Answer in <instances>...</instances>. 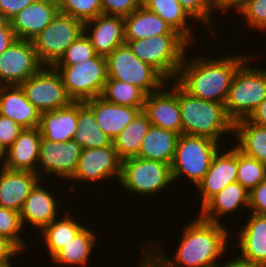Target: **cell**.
<instances>
[{
    "label": "cell",
    "mask_w": 266,
    "mask_h": 267,
    "mask_svg": "<svg viewBox=\"0 0 266 267\" xmlns=\"http://www.w3.org/2000/svg\"><path fill=\"white\" fill-rule=\"evenodd\" d=\"M43 66L33 42L17 38L0 54V86L20 85Z\"/></svg>",
    "instance_id": "cell-12"
},
{
    "label": "cell",
    "mask_w": 266,
    "mask_h": 267,
    "mask_svg": "<svg viewBox=\"0 0 266 267\" xmlns=\"http://www.w3.org/2000/svg\"><path fill=\"white\" fill-rule=\"evenodd\" d=\"M266 179V164L237 148V182L249 192Z\"/></svg>",
    "instance_id": "cell-36"
},
{
    "label": "cell",
    "mask_w": 266,
    "mask_h": 267,
    "mask_svg": "<svg viewBox=\"0 0 266 267\" xmlns=\"http://www.w3.org/2000/svg\"><path fill=\"white\" fill-rule=\"evenodd\" d=\"M142 5V0H101L102 14L126 17Z\"/></svg>",
    "instance_id": "cell-42"
},
{
    "label": "cell",
    "mask_w": 266,
    "mask_h": 267,
    "mask_svg": "<svg viewBox=\"0 0 266 267\" xmlns=\"http://www.w3.org/2000/svg\"><path fill=\"white\" fill-rule=\"evenodd\" d=\"M225 151L218 150L213 156L209 170L197 184L201 207L227 185L237 181V147ZM223 152V153H222Z\"/></svg>",
    "instance_id": "cell-16"
},
{
    "label": "cell",
    "mask_w": 266,
    "mask_h": 267,
    "mask_svg": "<svg viewBox=\"0 0 266 267\" xmlns=\"http://www.w3.org/2000/svg\"><path fill=\"white\" fill-rule=\"evenodd\" d=\"M251 29L266 32V0H248L236 12Z\"/></svg>",
    "instance_id": "cell-40"
},
{
    "label": "cell",
    "mask_w": 266,
    "mask_h": 267,
    "mask_svg": "<svg viewBox=\"0 0 266 267\" xmlns=\"http://www.w3.org/2000/svg\"><path fill=\"white\" fill-rule=\"evenodd\" d=\"M251 213L266 215V179L249 192Z\"/></svg>",
    "instance_id": "cell-44"
},
{
    "label": "cell",
    "mask_w": 266,
    "mask_h": 267,
    "mask_svg": "<svg viewBox=\"0 0 266 267\" xmlns=\"http://www.w3.org/2000/svg\"><path fill=\"white\" fill-rule=\"evenodd\" d=\"M12 263H0V267H11Z\"/></svg>",
    "instance_id": "cell-53"
},
{
    "label": "cell",
    "mask_w": 266,
    "mask_h": 267,
    "mask_svg": "<svg viewBox=\"0 0 266 267\" xmlns=\"http://www.w3.org/2000/svg\"><path fill=\"white\" fill-rule=\"evenodd\" d=\"M53 194L42 186L41 180L35 185L19 212L23 227L25 223H30L34 229L40 231L58 218L59 203Z\"/></svg>",
    "instance_id": "cell-21"
},
{
    "label": "cell",
    "mask_w": 266,
    "mask_h": 267,
    "mask_svg": "<svg viewBox=\"0 0 266 267\" xmlns=\"http://www.w3.org/2000/svg\"><path fill=\"white\" fill-rule=\"evenodd\" d=\"M83 32L82 21L58 12L32 40L39 61L44 66H53Z\"/></svg>",
    "instance_id": "cell-10"
},
{
    "label": "cell",
    "mask_w": 266,
    "mask_h": 267,
    "mask_svg": "<svg viewBox=\"0 0 266 267\" xmlns=\"http://www.w3.org/2000/svg\"><path fill=\"white\" fill-rule=\"evenodd\" d=\"M177 97L182 134L207 137L217 142L221 140V136H233L234 123L228 118L224 104L198 99L178 83Z\"/></svg>",
    "instance_id": "cell-3"
},
{
    "label": "cell",
    "mask_w": 266,
    "mask_h": 267,
    "mask_svg": "<svg viewBox=\"0 0 266 267\" xmlns=\"http://www.w3.org/2000/svg\"><path fill=\"white\" fill-rule=\"evenodd\" d=\"M22 128L19 124L7 118L6 116L0 115V146L6 151L16 140L18 135L21 133Z\"/></svg>",
    "instance_id": "cell-43"
},
{
    "label": "cell",
    "mask_w": 266,
    "mask_h": 267,
    "mask_svg": "<svg viewBox=\"0 0 266 267\" xmlns=\"http://www.w3.org/2000/svg\"><path fill=\"white\" fill-rule=\"evenodd\" d=\"M23 224L19 212L0 207V234L11 240L22 252L26 251L27 242L21 233Z\"/></svg>",
    "instance_id": "cell-38"
},
{
    "label": "cell",
    "mask_w": 266,
    "mask_h": 267,
    "mask_svg": "<svg viewBox=\"0 0 266 267\" xmlns=\"http://www.w3.org/2000/svg\"><path fill=\"white\" fill-rule=\"evenodd\" d=\"M187 14L203 25L211 26L212 13L215 9L213 0H178ZM212 14V15H211Z\"/></svg>",
    "instance_id": "cell-41"
},
{
    "label": "cell",
    "mask_w": 266,
    "mask_h": 267,
    "mask_svg": "<svg viewBox=\"0 0 266 267\" xmlns=\"http://www.w3.org/2000/svg\"><path fill=\"white\" fill-rule=\"evenodd\" d=\"M81 150V146L74 139L67 142H53L42 137L37 164L40 179L42 175L48 174L56 179L61 177L70 180L77 168Z\"/></svg>",
    "instance_id": "cell-13"
},
{
    "label": "cell",
    "mask_w": 266,
    "mask_h": 267,
    "mask_svg": "<svg viewBox=\"0 0 266 267\" xmlns=\"http://www.w3.org/2000/svg\"><path fill=\"white\" fill-rule=\"evenodd\" d=\"M220 267H266L261 264H256L247 260L242 259L237 255V258L228 260L225 264L223 265L220 264Z\"/></svg>",
    "instance_id": "cell-50"
},
{
    "label": "cell",
    "mask_w": 266,
    "mask_h": 267,
    "mask_svg": "<svg viewBox=\"0 0 266 267\" xmlns=\"http://www.w3.org/2000/svg\"><path fill=\"white\" fill-rule=\"evenodd\" d=\"M152 126L148 116L141 111L113 140L121 161L138 157L142 141Z\"/></svg>",
    "instance_id": "cell-31"
},
{
    "label": "cell",
    "mask_w": 266,
    "mask_h": 267,
    "mask_svg": "<svg viewBox=\"0 0 266 267\" xmlns=\"http://www.w3.org/2000/svg\"><path fill=\"white\" fill-rule=\"evenodd\" d=\"M246 59L237 69L225 103V111L233 122L248 118L255 108L266 98V70L250 65Z\"/></svg>",
    "instance_id": "cell-5"
},
{
    "label": "cell",
    "mask_w": 266,
    "mask_h": 267,
    "mask_svg": "<svg viewBox=\"0 0 266 267\" xmlns=\"http://www.w3.org/2000/svg\"><path fill=\"white\" fill-rule=\"evenodd\" d=\"M100 97L116 105L144 107L146 94L137 86L107 78Z\"/></svg>",
    "instance_id": "cell-35"
},
{
    "label": "cell",
    "mask_w": 266,
    "mask_h": 267,
    "mask_svg": "<svg viewBox=\"0 0 266 267\" xmlns=\"http://www.w3.org/2000/svg\"><path fill=\"white\" fill-rule=\"evenodd\" d=\"M121 162L114 146L82 149L77 168L69 181L95 183L112 177L119 181Z\"/></svg>",
    "instance_id": "cell-14"
},
{
    "label": "cell",
    "mask_w": 266,
    "mask_h": 267,
    "mask_svg": "<svg viewBox=\"0 0 266 267\" xmlns=\"http://www.w3.org/2000/svg\"><path fill=\"white\" fill-rule=\"evenodd\" d=\"M96 55L89 37L83 32L54 65H73L90 60Z\"/></svg>",
    "instance_id": "cell-39"
},
{
    "label": "cell",
    "mask_w": 266,
    "mask_h": 267,
    "mask_svg": "<svg viewBox=\"0 0 266 267\" xmlns=\"http://www.w3.org/2000/svg\"><path fill=\"white\" fill-rule=\"evenodd\" d=\"M247 119L253 123L266 126V98L255 108Z\"/></svg>",
    "instance_id": "cell-49"
},
{
    "label": "cell",
    "mask_w": 266,
    "mask_h": 267,
    "mask_svg": "<svg viewBox=\"0 0 266 267\" xmlns=\"http://www.w3.org/2000/svg\"><path fill=\"white\" fill-rule=\"evenodd\" d=\"M84 32L97 55L103 57L125 44L124 18L121 16L100 14L84 23Z\"/></svg>",
    "instance_id": "cell-18"
},
{
    "label": "cell",
    "mask_w": 266,
    "mask_h": 267,
    "mask_svg": "<svg viewBox=\"0 0 266 267\" xmlns=\"http://www.w3.org/2000/svg\"><path fill=\"white\" fill-rule=\"evenodd\" d=\"M119 183L136 196H153L173 184L170 164L134 157L121 162Z\"/></svg>",
    "instance_id": "cell-7"
},
{
    "label": "cell",
    "mask_w": 266,
    "mask_h": 267,
    "mask_svg": "<svg viewBox=\"0 0 266 267\" xmlns=\"http://www.w3.org/2000/svg\"><path fill=\"white\" fill-rule=\"evenodd\" d=\"M59 12L58 0H35L11 20L16 38L32 41Z\"/></svg>",
    "instance_id": "cell-17"
},
{
    "label": "cell",
    "mask_w": 266,
    "mask_h": 267,
    "mask_svg": "<svg viewBox=\"0 0 266 267\" xmlns=\"http://www.w3.org/2000/svg\"><path fill=\"white\" fill-rule=\"evenodd\" d=\"M163 34H179L160 16L143 5L124 17L125 40H139Z\"/></svg>",
    "instance_id": "cell-27"
},
{
    "label": "cell",
    "mask_w": 266,
    "mask_h": 267,
    "mask_svg": "<svg viewBox=\"0 0 266 267\" xmlns=\"http://www.w3.org/2000/svg\"><path fill=\"white\" fill-rule=\"evenodd\" d=\"M249 215L246 225L237 232L239 241L234 247L240 249L238 256L242 259L266 266V215Z\"/></svg>",
    "instance_id": "cell-24"
},
{
    "label": "cell",
    "mask_w": 266,
    "mask_h": 267,
    "mask_svg": "<svg viewBox=\"0 0 266 267\" xmlns=\"http://www.w3.org/2000/svg\"><path fill=\"white\" fill-rule=\"evenodd\" d=\"M248 0H213L215 11L216 9L221 12L225 13V11L229 10H238L244 3H246Z\"/></svg>",
    "instance_id": "cell-48"
},
{
    "label": "cell",
    "mask_w": 266,
    "mask_h": 267,
    "mask_svg": "<svg viewBox=\"0 0 266 267\" xmlns=\"http://www.w3.org/2000/svg\"><path fill=\"white\" fill-rule=\"evenodd\" d=\"M17 38L11 28L10 21L0 18V54L5 51Z\"/></svg>",
    "instance_id": "cell-47"
},
{
    "label": "cell",
    "mask_w": 266,
    "mask_h": 267,
    "mask_svg": "<svg viewBox=\"0 0 266 267\" xmlns=\"http://www.w3.org/2000/svg\"><path fill=\"white\" fill-rule=\"evenodd\" d=\"M77 119L78 101H73L67 107L42 112L38 128L45 139L53 142H67L75 136Z\"/></svg>",
    "instance_id": "cell-26"
},
{
    "label": "cell",
    "mask_w": 266,
    "mask_h": 267,
    "mask_svg": "<svg viewBox=\"0 0 266 267\" xmlns=\"http://www.w3.org/2000/svg\"><path fill=\"white\" fill-rule=\"evenodd\" d=\"M19 86L27 100L41 113L67 107L73 102L61 75L53 66H43Z\"/></svg>",
    "instance_id": "cell-11"
},
{
    "label": "cell",
    "mask_w": 266,
    "mask_h": 267,
    "mask_svg": "<svg viewBox=\"0 0 266 267\" xmlns=\"http://www.w3.org/2000/svg\"><path fill=\"white\" fill-rule=\"evenodd\" d=\"M22 252L11 240L0 234V263H11V258Z\"/></svg>",
    "instance_id": "cell-46"
},
{
    "label": "cell",
    "mask_w": 266,
    "mask_h": 267,
    "mask_svg": "<svg viewBox=\"0 0 266 267\" xmlns=\"http://www.w3.org/2000/svg\"><path fill=\"white\" fill-rule=\"evenodd\" d=\"M244 206L249 208V191L236 181L212 196L200 208L199 216L210 222L222 224L220 218L233 214L232 212L241 207L245 208Z\"/></svg>",
    "instance_id": "cell-25"
},
{
    "label": "cell",
    "mask_w": 266,
    "mask_h": 267,
    "mask_svg": "<svg viewBox=\"0 0 266 267\" xmlns=\"http://www.w3.org/2000/svg\"><path fill=\"white\" fill-rule=\"evenodd\" d=\"M0 169V207L20 212L40 177L32 171Z\"/></svg>",
    "instance_id": "cell-19"
},
{
    "label": "cell",
    "mask_w": 266,
    "mask_h": 267,
    "mask_svg": "<svg viewBox=\"0 0 266 267\" xmlns=\"http://www.w3.org/2000/svg\"><path fill=\"white\" fill-rule=\"evenodd\" d=\"M41 138L42 135L38 127L23 129L13 144L5 151L1 166L11 170L37 173Z\"/></svg>",
    "instance_id": "cell-22"
},
{
    "label": "cell",
    "mask_w": 266,
    "mask_h": 267,
    "mask_svg": "<svg viewBox=\"0 0 266 267\" xmlns=\"http://www.w3.org/2000/svg\"><path fill=\"white\" fill-rule=\"evenodd\" d=\"M73 101L100 97L108 78L106 57L96 55L73 65H53Z\"/></svg>",
    "instance_id": "cell-9"
},
{
    "label": "cell",
    "mask_w": 266,
    "mask_h": 267,
    "mask_svg": "<svg viewBox=\"0 0 266 267\" xmlns=\"http://www.w3.org/2000/svg\"><path fill=\"white\" fill-rule=\"evenodd\" d=\"M179 133L151 126L142 141L138 157L172 163Z\"/></svg>",
    "instance_id": "cell-28"
},
{
    "label": "cell",
    "mask_w": 266,
    "mask_h": 267,
    "mask_svg": "<svg viewBox=\"0 0 266 267\" xmlns=\"http://www.w3.org/2000/svg\"><path fill=\"white\" fill-rule=\"evenodd\" d=\"M219 144L207 137L180 134L170 165L173 183L184 176L197 186L209 170Z\"/></svg>",
    "instance_id": "cell-6"
},
{
    "label": "cell",
    "mask_w": 266,
    "mask_h": 267,
    "mask_svg": "<svg viewBox=\"0 0 266 267\" xmlns=\"http://www.w3.org/2000/svg\"><path fill=\"white\" fill-rule=\"evenodd\" d=\"M206 57L200 54L199 57L194 56L189 61L185 55L175 81L198 99L225 105L232 79L239 66L249 56L247 54L230 56L229 54V56L214 59Z\"/></svg>",
    "instance_id": "cell-2"
},
{
    "label": "cell",
    "mask_w": 266,
    "mask_h": 267,
    "mask_svg": "<svg viewBox=\"0 0 266 267\" xmlns=\"http://www.w3.org/2000/svg\"><path fill=\"white\" fill-rule=\"evenodd\" d=\"M132 53L151 65L167 81L175 80L189 42L181 34H163L139 40H125Z\"/></svg>",
    "instance_id": "cell-4"
},
{
    "label": "cell",
    "mask_w": 266,
    "mask_h": 267,
    "mask_svg": "<svg viewBox=\"0 0 266 267\" xmlns=\"http://www.w3.org/2000/svg\"><path fill=\"white\" fill-rule=\"evenodd\" d=\"M167 83H173L174 87L169 89L163 86L160 90L146 95L143 112L148 116L152 126L182 134L177 82L174 80Z\"/></svg>",
    "instance_id": "cell-15"
},
{
    "label": "cell",
    "mask_w": 266,
    "mask_h": 267,
    "mask_svg": "<svg viewBox=\"0 0 266 267\" xmlns=\"http://www.w3.org/2000/svg\"><path fill=\"white\" fill-rule=\"evenodd\" d=\"M63 214V218L55 219L43 227L40 232L41 239L45 242L49 256L52 258L68 241L76 236L85 226L77 222L71 215Z\"/></svg>",
    "instance_id": "cell-34"
},
{
    "label": "cell",
    "mask_w": 266,
    "mask_h": 267,
    "mask_svg": "<svg viewBox=\"0 0 266 267\" xmlns=\"http://www.w3.org/2000/svg\"><path fill=\"white\" fill-rule=\"evenodd\" d=\"M137 267H156V266L145 255H141L140 264Z\"/></svg>",
    "instance_id": "cell-51"
},
{
    "label": "cell",
    "mask_w": 266,
    "mask_h": 267,
    "mask_svg": "<svg viewBox=\"0 0 266 267\" xmlns=\"http://www.w3.org/2000/svg\"><path fill=\"white\" fill-rule=\"evenodd\" d=\"M142 5L160 16L173 30L181 34L190 44L195 41V34L188 25L193 19L182 8L178 0H142Z\"/></svg>",
    "instance_id": "cell-32"
},
{
    "label": "cell",
    "mask_w": 266,
    "mask_h": 267,
    "mask_svg": "<svg viewBox=\"0 0 266 267\" xmlns=\"http://www.w3.org/2000/svg\"><path fill=\"white\" fill-rule=\"evenodd\" d=\"M5 157V151L0 146V164L3 162Z\"/></svg>",
    "instance_id": "cell-52"
},
{
    "label": "cell",
    "mask_w": 266,
    "mask_h": 267,
    "mask_svg": "<svg viewBox=\"0 0 266 267\" xmlns=\"http://www.w3.org/2000/svg\"><path fill=\"white\" fill-rule=\"evenodd\" d=\"M59 12L83 23L102 14L101 0H58Z\"/></svg>",
    "instance_id": "cell-37"
},
{
    "label": "cell",
    "mask_w": 266,
    "mask_h": 267,
    "mask_svg": "<svg viewBox=\"0 0 266 267\" xmlns=\"http://www.w3.org/2000/svg\"><path fill=\"white\" fill-rule=\"evenodd\" d=\"M233 135L236 147L245 155L266 164V126L247 118L234 123Z\"/></svg>",
    "instance_id": "cell-29"
},
{
    "label": "cell",
    "mask_w": 266,
    "mask_h": 267,
    "mask_svg": "<svg viewBox=\"0 0 266 267\" xmlns=\"http://www.w3.org/2000/svg\"><path fill=\"white\" fill-rule=\"evenodd\" d=\"M185 225L173 260L163 253L160 245L156 247L152 241L147 246L149 249L146 246L142 248L143 255L156 267H220L217 260L222 259L229 248L228 228L201 217Z\"/></svg>",
    "instance_id": "cell-1"
},
{
    "label": "cell",
    "mask_w": 266,
    "mask_h": 267,
    "mask_svg": "<svg viewBox=\"0 0 266 267\" xmlns=\"http://www.w3.org/2000/svg\"><path fill=\"white\" fill-rule=\"evenodd\" d=\"M0 115L22 128L39 127L41 112L27 100L19 85L0 86Z\"/></svg>",
    "instance_id": "cell-23"
},
{
    "label": "cell",
    "mask_w": 266,
    "mask_h": 267,
    "mask_svg": "<svg viewBox=\"0 0 266 267\" xmlns=\"http://www.w3.org/2000/svg\"><path fill=\"white\" fill-rule=\"evenodd\" d=\"M82 149L114 146L112 139L99 127L93 111L78 101L77 131L73 138Z\"/></svg>",
    "instance_id": "cell-33"
},
{
    "label": "cell",
    "mask_w": 266,
    "mask_h": 267,
    "mask_svg": "<svg viewBox=\"0 0 266 267\" xmlns=\"http://www.w3.org/2000/svg\"><path fill=\"white\" fill-rule=\"evenodd\" d=\"M83 102L93 111L98 127L112 141L144 108L112 104L102 97L91 98Z\"/></svg>",
    "instance_id": "cell-20"
},
{
    "label": "cell",
    "mask_w": 266,
    "mask_h": 267,
    "mask_svg": "<svg viewBox=\"0 0 266 267\" xmlns=\"http://www.w3.org/2000/svg\"><path fill=\"white\" fill-rule=\"evenodd\" d=\"M35 0H0V18L10 21Z\"/></svg>",
    "instance_id": "cell-45"
},
{
    "label": "cell",
    "mask_w": 266,
    "mask_h": 267,
    "mask_svg": "<svg viewBox=\"0 0 266 267\" xmlns=\"http://www.w3.org/2000/svg\"><path fill=\"white\" fill-rule=\"evenodd\" d=\"M106 61L108 78L137 86L146 95L167 85V80L151 65L138 59L126 43L115 48Z\"/></svg>",
    "instance_id": "cell-8"
},
{
    "label": "cell",
    "mask_w": 266,
    "mask_h": 267,
    "mask_svg": "<svg viewBox=\"0 0 266 267\" xmlns=\"http://www.w3.org/2000/svg\"><path fill=\"white\" fill-rule=\"evenodd\" d=\"M92 230L85 226L51 258L54 263L62 266L70 265V267L87 266L97 238Z\"/></svg>",
    "instance_id": "cell-30"
}]
</instances>
